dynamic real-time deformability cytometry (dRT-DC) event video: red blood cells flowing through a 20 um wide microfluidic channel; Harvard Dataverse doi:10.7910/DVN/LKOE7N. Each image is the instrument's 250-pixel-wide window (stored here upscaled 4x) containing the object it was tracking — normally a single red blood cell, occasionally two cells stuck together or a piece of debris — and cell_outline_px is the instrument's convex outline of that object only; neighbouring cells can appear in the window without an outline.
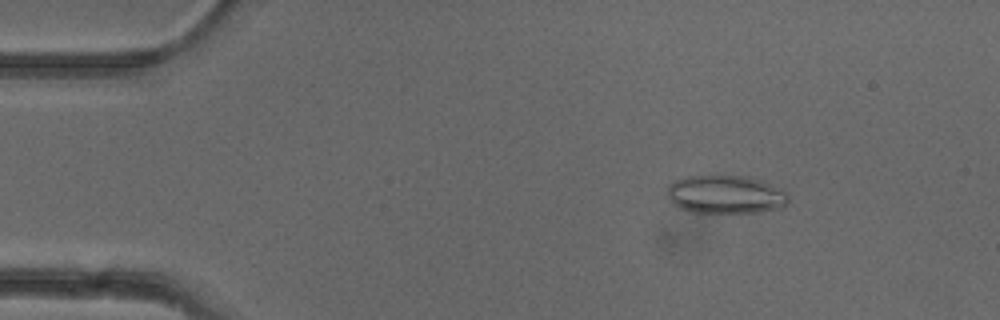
{"species": "common noctule bat (a hibernating species)", "species_latin": "Nyctalus noctula", "temperature_condition": "cold", "stored_images_in_passage": 50, "camera_frame_rate_fps": 3000, "um_per_image_px": 0.085, "animal": {"sex": "female"}, "frame": {"image": 1, "passage_image": 6, "time_ms": 1.667, "image_size_px": [1000, 320], "cell_outline_px": [[788, 204], [784, 208], [756, 212], [696, 212], [680, 208], [668, 196], [668, 184], [684, 176], [716, 172], [748, 176], [784, 188], [788, 196]], "centroid_in_image_um": [61.72, 16.46], "position_along_channel_um": 23.3, "area_um2": 27.98}}
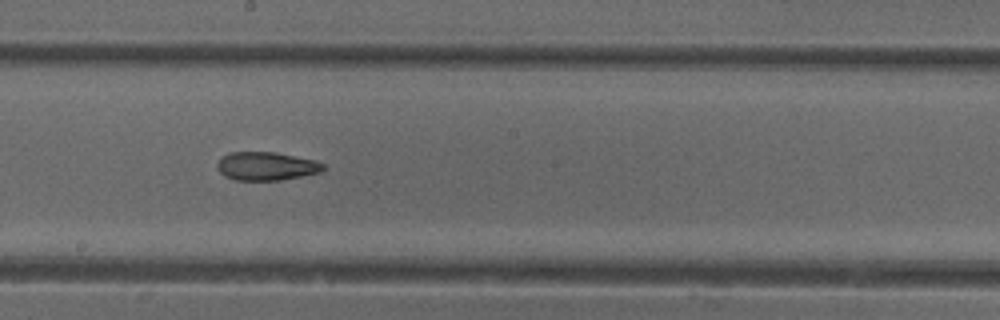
{"frame": {"image": 2, "passage_image": 27, "time_ms": 8.667, "image_size_px": [1000, 320], "cell_outline_px": [[324, 168], [320, 172], [280, 180], [236, 180], [224, 176], [216, 168], [216, 164], [228, 152], [276, 152], [316, 160], [324, 164]], "centroid_in_image_um": [22.62, 14.12], "position_along_channel_um": 225.6, "area_um2": 17.51}}
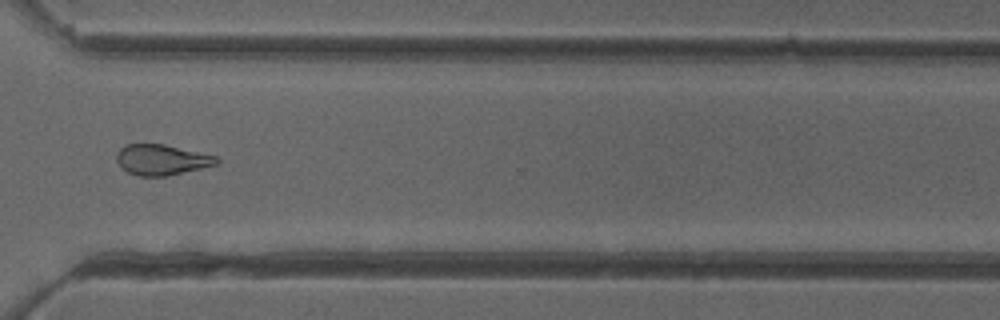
{"frame": {"image": 3, "passage_image": 37, "time_ms": 12.0, "image_size_px": [1000, 320], "cell_outline_px": [[220, 164], [168, 176], [140, 176], [128, 172], [116, 160], [116, 152], [124, 144], [164, 144], [216, 156], [220, 160]], "centroid_in_image_um": [13.76, 13.58], "position_along_channel_um": 356.8, "area_um2": 17.86}, "authors_computed_cell_mechanics": {"area_um2": 19.6809, "velocity_mm_per_s": 3.9531, "shape_relaxation_time_tau1_ms": null, "shape_relaxation_time_tau2_ms": 4.9484, "deformation_change_tau1": null, "deformation_change_tau2": 0.1292}}